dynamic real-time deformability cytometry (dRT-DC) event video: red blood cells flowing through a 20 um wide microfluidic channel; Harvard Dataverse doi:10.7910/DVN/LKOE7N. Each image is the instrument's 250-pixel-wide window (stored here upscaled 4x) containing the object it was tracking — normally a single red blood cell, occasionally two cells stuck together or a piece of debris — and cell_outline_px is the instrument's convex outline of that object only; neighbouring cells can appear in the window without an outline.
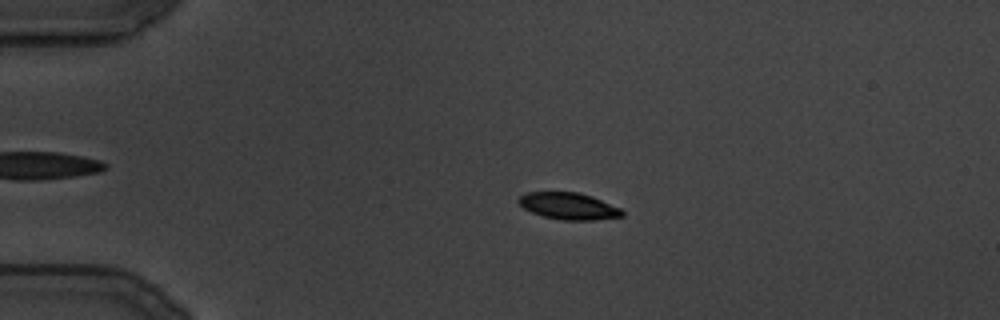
{"species": "common noctule bat (a hibernating species)", "species_latin": "Nyctalus noctula", "temperature_condition": "cold", "stored_images_in_passage": 114, "camera_frame_rate_fps": 3000, "um_per_image_px": 0.085, "animal": {"sex": "male", "body_mass_g": 19.5, "forearm_length_mm": 54.6}, "frame": {"image": 1, "passage_image": 24, "time_ms": 7.667, "image_size_px": [1000, 320], "cell_outline_px": [[624, 216], [596, 220], [560, 220], [544, 216], [532, 212], [524, 208], [516, 200], [520, 196], [528, 192], [576, 192], [592, 196], [620, 208], [624, 212]], "centroid_in_image_um": [48.34, 17.52], "position_along_channel_um": 36.7, "area_um2": 16.13}}
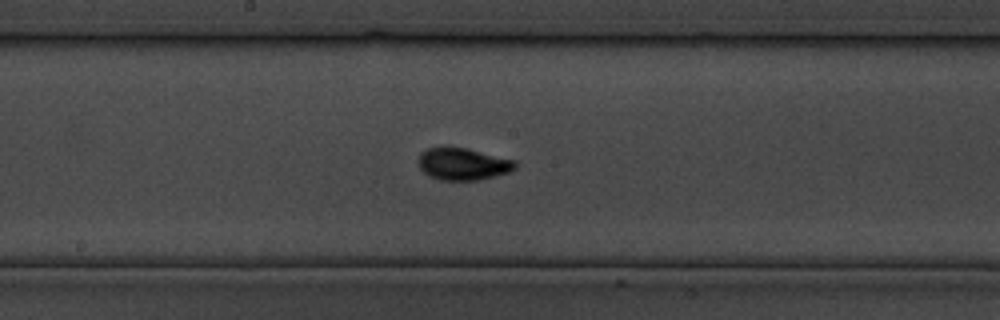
{"frame": {"image": 2, "passage_image": 64, "time_ms": 21.0, "image_size_px": [1000, 320], "cell_outline_px": [[516, 168], [508, 172], [476, 180], [440, 180], [428, 176], [420, 168], [420, 152], [428, 148], [464, 148], [516, 160]], "centroid_in_image_um": [39.35, 13.95], "position_along_channel_um": 208.9, "area_um2": 17.69}}
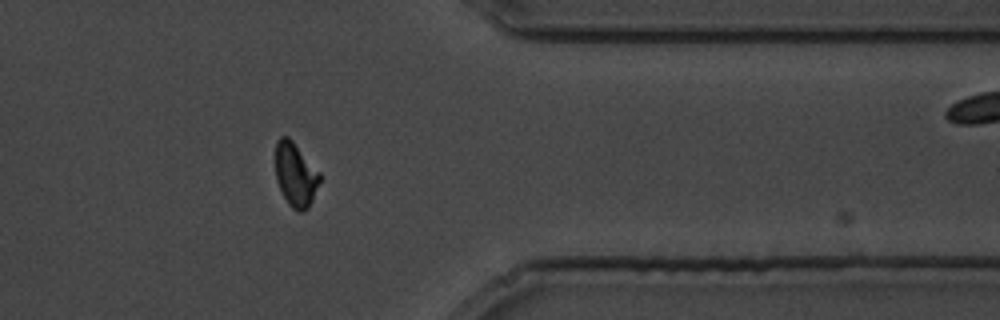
{"frame": {"image": 3, "passage_image": 99, "time_ms": 32.667, "image_size_px": [1000, 320], "cell_outline_px": [[320, 180], [312, 200], [308, 208], [304, 212], [296, 212], [288, 204], [276, 180], [276, 140], [280, 136], [288, 136], [292, 140], [320, 172]], "centroid_in_image_um": [25.12, 14.85], "position_along_channel_um": 386.3, "area_um2": 16.47}}